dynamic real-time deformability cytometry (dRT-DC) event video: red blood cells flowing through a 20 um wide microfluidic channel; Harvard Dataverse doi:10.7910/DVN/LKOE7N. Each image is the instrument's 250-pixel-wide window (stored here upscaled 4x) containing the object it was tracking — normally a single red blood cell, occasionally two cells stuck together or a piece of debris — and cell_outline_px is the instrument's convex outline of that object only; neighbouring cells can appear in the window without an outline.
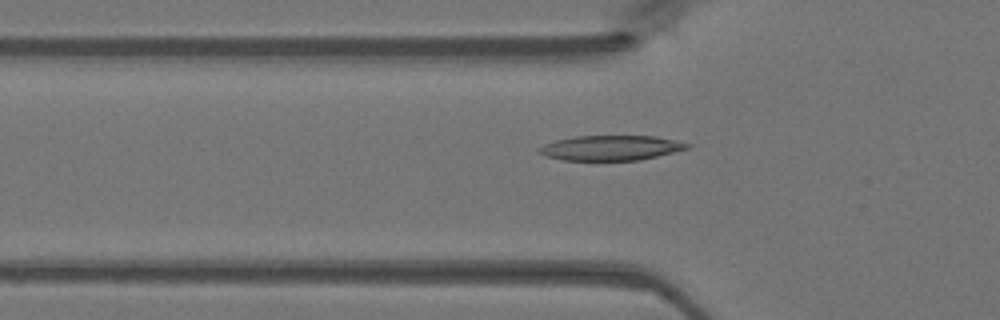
{"species": "Egyptian fruit bat (a non-hibernating species)", "species_latin": "Rousettus aegyptiacus", "temperature_condition": "warm", "stored_images_in_passage": 46, "camera_frame_rate_fps": 3000, "um_per_image_px": 0.085, "animal": {"sex": "female"}, "frame": {"image": 1, "passage_image": 16, "time_ms": 5.0, "image_size_px": [1000, 320], "cell_outline_px": [[692, 144], [688, 148], [640, 160], [564, 160], [548, 156], [536, 152], [536, 148], [544, 144], [556, 140], [576, 136], [656, 136]], "centroid_in_image_um": [51.88, 12.56], "position_along_channel_um": 73.9, "area_um2": 21.39}}
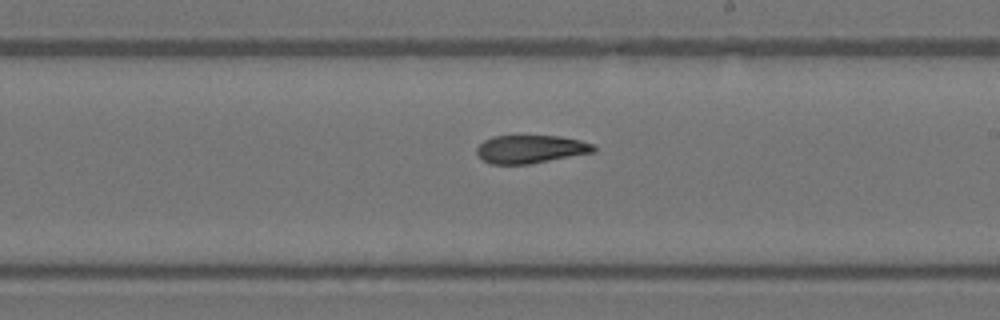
{"frame": {"image": 2, "passage_image": 28, "time_ms": 9.0, "image_size_px": [1000, 320], "cell_outline_px": [[596, 152], [532, 164], [492, 164], [484, 160], [476, 152], [476, 148], [484, 140], [492, 136], [560, 136], [580, 140], [592, 144], [596, 148]], "centroid_in_image_um": [45.13, 12.68], "position_along_channel_um": 243.9, "area_um2": 19.25}}
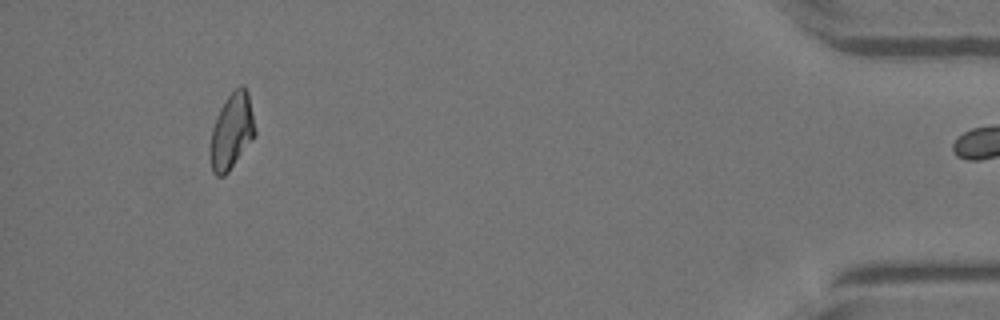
{"frame": {"image": 3, "passage_image": 45, "time_ms": 14.667, "image_size_px": [1000, 320], "cell_outline_px": [[256, 136], [228, 172], [224, 176], [216, 176], [212, 172], [212, 128], [216, 116], [220, 108], [228, 96], [240, 84], [244, 84], [248, 92], [256, 128]], "centroid_in_image_um": [19.74, 11.12], "position_along_channel_um": 415.5, "area_um2": 19.59}}